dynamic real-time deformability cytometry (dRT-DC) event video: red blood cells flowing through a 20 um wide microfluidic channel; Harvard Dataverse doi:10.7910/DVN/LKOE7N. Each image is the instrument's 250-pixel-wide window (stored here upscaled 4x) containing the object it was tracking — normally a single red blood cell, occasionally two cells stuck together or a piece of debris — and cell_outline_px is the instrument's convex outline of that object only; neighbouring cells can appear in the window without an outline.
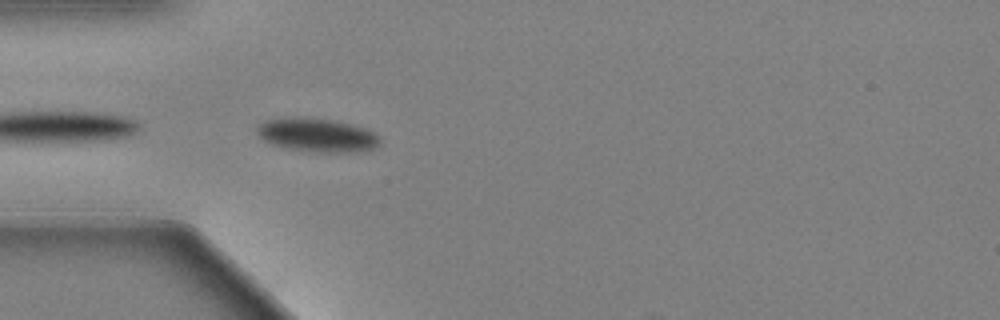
{"species": "Egyptian fruit bat (a non-hibernating species)", "species_latin": "Rousettus aegyptiacus", "temperature_condition": "warm", "stored_images_in_passage": 10, "camera_frame_rate_fps": 3000, "um_per_image_px": 0.085, "animal": {"sex": "female"}, "frame": {"image": 1, "passage_image": 1, "time_ms": 0.0, "image_size_px": [1000, 320], "cell_outline_px": [[380, 140], [372, 148], [352, 152], [316, 152], [288, 148], [272, 144], [264, 140], [256, 132], [256, 128], [260, 124], [268, 120], [288, 116], [296, 116], [328, 120], [352, 124], [364, 128], [372, 132]], "centroid_in_image_um": [26.88, 11.47], "position_along_channel_um": 58.1, "area_um2": 23.64}}
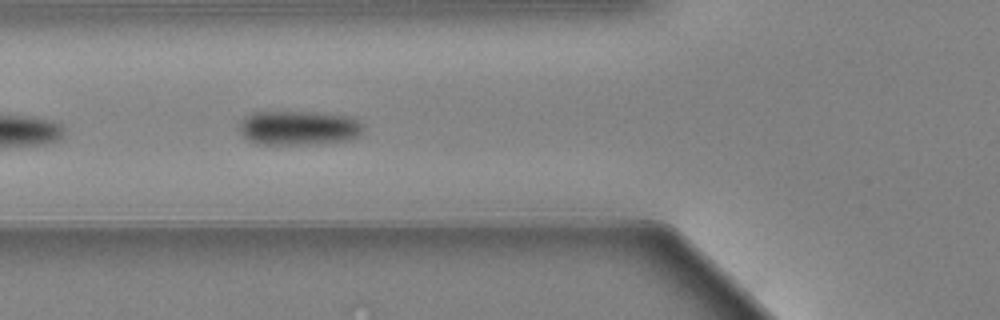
{"frame": {"image": 2, "passage_image": 5, "time_ms": 1.333, "image_size_px": [1000, 320], "cell_outline_px": [[360, 136], [348, 140], [324, 144], [256, 144], [248, 140], [244, 136], [240, 128], [240, 124], [244, 116], [252, 112], [300, 112], [344, 116], [356, 120], [360, 124]], "centroid_in_image_um": [25.33, 10.9], "position_along_channel_um": 100.5, "area_um2": 24.45}}